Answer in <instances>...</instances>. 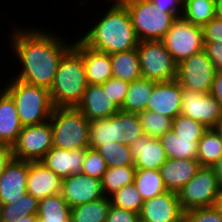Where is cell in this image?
Segmentation results:
<instances>
[{
  "instance_id": "cell-35",
  "label": "cell",
  "mask_w": 222,
  "mask_h": 222,
  "mask_svg": "<svg viewBox=\"0 0 222 222\" xmlns=\"http://www.w3.org/2000/svg\"><path fill=\"white\" fill-rule=\"evenodd\" d=\"M106 161L107 167H119L134 165V159L129 145L116 141L102 144L96 148Z\"/></svg>"
},
{
  "instance_id": "cell-34",
  "label": "cell",
  "mask_w": 222,
  "mask_h": 222,
  "mask_svg": "<svg viewBox=\"0 0 222 222\" xmlns=\"http://www.w3.org/2000/svg\"><path fill=\"white\" fill-rule=\"evenodd\" d=\"M38 203L39 200L26 192L18 201L0 205L2 222H15L28 215H37Z\"/></svg>"
},
{
  "instance_id": "cell-30",
  "label": "cell",
  "mask_w": 222,
  "mask_h": 222,
  "mask_svg": "<svg viewBox=\"0 0 222 222\" xmlns=\"http://www.w3.org/2000/svg\"><path fill=\"white\" fill-rule=\"evenodd\" d=\"M133 183L143 200L167 191L159 170L136 169Z\"/></svg>"
},
{
  "instance_id": "cell-31",
  "label": "cell",
  "mask_w": 222,
  "mask_h": 222,
  "mask_svg": "<svg viewBox=\"0 0 222 222\" xmlns=\"http://www.w3.org/2000/svg\"><path fill=\"white\" fill-rule=\"evenodd\" d=\"M221 156L222 138L213 128H208L198 142L197 160L201 167H212Z\"/></svg>"
},
{
  "instance_id": "cell-47",
  "label": "cell",
  "mask_w": 222,
  "mask_h": 222,
  "mask_svg": "<svg viewBox=\"0 0 222 222\" xmlns=\"http://www.w3.org/2000/svg\"><path fill=\"white\" fill-rule=\"evenodd\" d=\"M210 93L222 105V71L216 72Z\"/></svg>"
},
{
  "instance_id": "cell-55",
  "label": "cell",
  "mask_w": 222,
  "mask_h": 222,
  "mask_svg": "<svg viewBox=\"0 0 222 222\" xmlns=\"http://www.w3.org/2000/svg\"><path fill=\"white\" fill-rule=\"evenodd\" d=\"M0 222H2L1 209H0Z\"/></svg>"
},
{
  "instance_id": "cell-21",
  "label": "cell",
  "mask_w": 222,
  "mask_h": 222,
  "mask_svg": "<svg viewBox=\"0 0 222 222\" xmlns=\"http://www.w3.org/2000/svg\"><path fill=\"white\" fill-rule=\"evenodd\" d=\"M85 149L65 150L52 147L40 160L61 179L81 172Z\"/></svg>"
},
{
  "instance_id": "cell-32",
  "label": "cell",
  "mask_w": 222,
  "mask_h": 222,
  "mask_svg": "<svg viewBox=\"0 0 222 222\" xmlns=\"http://www.w3.org/2000/svg\"><path fill=\"white\" fill-rule=\"evenodd\" d=\"M182 17L203 27L216 17L215 0H183Z\"/></svg>"
},
{
  "instance_id": "cell-39",
  "label": "cell",
  "mask_w": 222,
  "mask_h": 222,
  "mask_svg": "<svg viewBox=\"0 0 222 222\" xmlns=\"http://www.w3.org/2000/svg\"><path fill=\"white\" fill-rule=\"evenodd\" d=\"M171 129L180 138H201L208 130L203 123L182 114L172 119Z\"/></svg>"
},
{
  "instance_id": "cell-18",
  "label": "cell",
  "mask_w": 222,
  "mask_h": 222,
  "mask_svg": "<svg viewBox=\"0 0 222 222\" xmlns=\"http://www.w3.org/2000/svg\"><path fill=\"white\" fill-rule=\"evenodd\" d=\"M78 37L79 35L72 46L83 58L87 82L91 85H102L112 77L110 54L89 48Z\"/></svg>"
},
{
  "instance_id": "cell-5",
  "label": "cell",
  "mask_w": 222,
  "mask_h": 222,
  "mask_svg": "<svg viewBox=\"0 0 222 222\" xmlns=\"http://www.w3.org/2000/svg\"><path fill=\"white\" fill-rule=\"evenodd\" d=\"M128 10L139 41H161L178 18L163 12L151 0H119Z\"/></svg>"
},
{
  "instance_id": "cell-14",
  "label": "cell",
  "mask_w": 222,
  "mask_h": 222,
  "mask_svg": "<svg viewBox=\"0 0 222 222\" xmlns=\"http://www.w3.org/2000/svg\"><path fill=\"white\" fill-rule=\"evenodd\" d=\"M139 219L146 222H184L178 193L166 191L144 200Z\"/></svg>"
},
{
  "instance_id": "cell-29",
  "label": "cell",
  "mask_w": 222,
  "mask_h": 222,
  "mask_svg": "<svg viewBox=\"0 0 222 222\" xmlns=\"http://www.w3.org/2000/svg\"><path fill=\"white\" fill-rule=\"evenodd\" d=\"M111 205L109 197H102L71 208V222H106L107 213Z\"/></svg>"
},
{
  "instance_id": "cell-53",
  "label": "cell",
  "mask_w": 222,
  "mask_h": 222,
  "mask_svg": "<svg viewBox=\"0 0 222 222\" xmlns=\"http://www.w3.org/2000/svg\"><path fill=\"white\" fill-rule=\"evenodd\" d=\"M217 206L220 208L222 211V190L220 191L219 199H218V204Z\"/></svg>"
},
{
  "instance_id": "cell-20",
  "label": "cell",
  "mask_w": 222,
  "mask_h": 222,
  "mask_svg": "<svg viewBox=\"0 0 222 222\" xmlns=\"http://www.w3.org/2000/svg\"><path fill=\"white\" fill-rule=\"evenodd\" d=\"M89 121L111 117L120 108L110 100L102 85L88 84L81 102L76 107Z\"/></svg>"
},
{
  "instance_id": "cell-37",
  "label": "cell",
  "mask_w": 222,
  "mask_h": 222,
  "mask_svg": "<svg viewBox=\"0 0 222 222\" xmlns=\"http://www.w3.org/2000/svg\"><path fill=\"white\" fill-rule=\"evenodd\" d=\"M109 198L111 205L138 214L144 202L134 183L124 185Z\"/></svg>"
},
{
  "instance_id": "cell-28",
  "label": "cell",
  "mask_w": 222,
  "mask_h": 222,
  "mask_svg": "<svg viewBox=\"0 0 222 222\" xmlns=\"http://www.w3.org/2000/svg\"><path fill=\"white\" fill-rule=\"evenodd\" d=\"M70 206L62 198L61 193L47 196L39 200L38 222H71Z\"/></svg>"
},
{
  "instance_id": "cell-9",
  "label": "cell",
  "mask_w": 222,
  "mask_h": 222,
  "mask_svg": "<svg viewBox=\"0 0 222 222\" xmlns=\"http://www.w3.org/2000/svg\"><path fill=\"white\" fill-rule=\"evenodd\" d=\"M161 41L173 60L179 64L182 60L204 50L203 27L178 17Z\"/></svg>"
},
{
  "instance_id": "cell-36",
  "label": "cell",
  "mask_w": 222,
  "mask_h": 222,
  "mask_svg": "<svg viewBox=\"0 0 222 222\" xmlns=\"http://www.w3.org/2000/svg\"><path fill=\"white\" fill-rule=\"evenodd\" d=\"M145 135L159 138L165 132L171 130L172 119L155 111H143L138 113Z\"/></svg>"
},
{
  "instance_id": "cell-3",
  "label": "cell",
  "mask_w": 222,
  "mask_h": 222,
  "mask_svg": "<svg viewBox=\"0 0 222 222\" xmlns=\"http://www.w3.org/2000/svg\"><path fill=\"white\" fill-rule=\"evenodd\" d=\"M87 86L83 58L71 46L60 59L49 90L53 107H77Z\"/></svg>"
},
{
  "instance_id": "cell-54",
  "label": "cell",
  "mask_w": 222,
  "mask_h": 222,
  "mask_svg": "<svg viewBox=\"0 0 222 222\" xmlns=\"http://www.w3.org/2000/svg\"><path fill=\"white\" fill-rule=\"evenodd\" d=\"M3 83L0 84V96L5 92V89H4V84L2 85ZM3 86V87H2Z\"/></svg>"
},
{
  "instance_id": "cell-50",
  "label": "cell",
  "mask_w": 222,
  "mask_h": 222,
  "mask_svg": "<svg viewBox=\"0 0 222 222\" xmlns=\"http://www.w3.org/2000/svg\"><path fill=\"white\" fill-rule=\"evenodd\" d=\"M15 222H38V216L28 215L26 217H22L21 219H17Z\"/></svg>"
},
{
  "instance_id": "cell-15",
  "label": "cell",
  "mask_w": 222,
  "mask_h": 222,
  "mask_svg": "<svg viewBox=\"0 0 222 222\" xmlns=\"http://www.w3.org/2000/svg\"><path fill=\"white\" fill-rule=\"evenodd\" d=\"M28 161L12 159L0 175V205L11 204L26 191Z\"/></svg>"
},
{
  "instance_id": "cell-38",
  "label": "cell",
  "mask_w": 222,
  "mask_h": 222,
  "mask_svg": "<svg viewBox=\"0 0 222 222\" xmlns=\"http://www.w3.org/2000/svg\"><path fill=\"white\" fill-rule=\"evenodd\" d=\"M115 141L113 132V115L103 119L91 120L89 123V147L96 149L102 144Z\"/></svg>"
},
{
  "instance_id": "cell-45",
  "label": "cell",
  "mask_w": 222,
  "mask_h": 222,
  "mask_svg": "<svg viewBox=\"0 0 222 222\" xmlns=\"http://www.w3.org/2000/svg\"><path fill=\"white\" fill-rule=\"evenodd\" d=\"M204 51L209 56L217 71H222V43L204 42Z\"/></svg>"
},
{
  "instance_id": "cell-22",
  "label": "cell",
  "mask_w": 222,
  "mask_h": 222,
  "mask_svg": "<svg viewBox=\"0 0 222 222\" xmlns=\"http://www.w3.org/2000/svg\"><path fill=\"white\" fill-rule=\"evenodd\" d=\"M200 167L197 159L168 158L159 171L167 191L178 193Z\"/></svg>"
},
{
  "instance_id": "cell-52",
  "label": "cell",
  "mask_w": 222,
  "mask_h": 222,
  "mask_svg": "<svg viewBox=\"0 0 222 222\" xmlns=\"http://www.w3.org/2000/svg\"><path fill=\"white\" fill-rule=\"evenodd\" d=\"M213 129L222 138V118L215 124Z\"/></svg>"
},
{
  "instance_id": "cell-2",
  "label": "cell",
  "mask_w": 222,
  "mask_h": 222,
  "mask_svg": "<svg viewBox=\"0 0 222 222\" xmlns=\"http://www.w3.org/2000/svg\"><path fill=\"white\" fill-rule=\"evenodd\" d=\"M109 1L113 3L104 5L108 8L101 9L103 13L92 19L95 22H90L79 39L89 48L108 54L136 49L139 40L128 10L119 0Z\"/></svg>"
},
{
  "instance_id": "cell-49",
  "label": "cell",
  "mask_w": 222,
  "mask_h": 222,
  "mask_svg": "<svg viewBox=\"0 0 222 222\" xmlns=\"http://www.w3.org/2000/svg\"><path fill=\"white\" fill-rule=\"evenodd\" d=\"M212 168L214 169V172L218 178L220 189L222 190V156L217 160Z\"/></svg>"
},
{
  "instance_id": "cell-19",
  "label": "cell",
  "mask_w": 222,
  "mask_h": 222,
  "mask_svg": "<svg viewBox=\"0 0 222 222\" xmlns=\"http://www.w3.org/2000/svg\"><path fill=\"white\" fill-rule=\"evenodd\" d=\"M136 169L159 170L168 156L159 138L143 134L130 144Z\"/></svg>"
},
{
  "instance_id": "cell-44",
  "label": "cell",
  "mask_w": 222,
  "mask_h": 222,
  "mask_svg": "<svg viewBox=\"0 0 222 222\" xmlns=\"http://www.w3.org/2000/svg\"><path fill=\"white\" fill-rule=\"evenodd\" d=\"M139 214L110 205L106 222H137Z\"/></svg>"
},
{
  "instance_id": "cell-1",
  "label": "cell",
  "mask_w": 222,
  "mask_h": 222,
  "mask_svg": "<svg viewBox=\"0 0 222 222\" xmlns=\"http://www.w3.org/2000/svg\"><path fill=\"white\" fill-rule=\"evenodd\" d=\"M10 23L14 27L8 32L6 39H10L8 45L12 49L9 51L13 56L12 60H17L15 64L19 65V72L14 71V78L50 90L58 63L73 45V40L67 41L68 38L55 32L57 30L53 32L41 26L31 28L28 25L20 26V23L15 26L13 21Z\"/></svg>"
},
{
  "instance_id": "cell-26",
  "label": "cell",
  "mask_w": 222,
  "mask_h": 222,
  "mask_svg": "<svg viewBox=\"0 0 222 222\" xmlns=\"http://www.w3.org/2000/svg\"><path fill=\"white\" fill-rule=\"evenodd\" d=\"M168 158L197 159L198 142L201 138H180L169 130L159 137Z\"/></svg>"
},
{
  "instance_id": "cell-6",
  "label": "cell",
  "mask_w": 222,
  "mask_h": 222,
  "mask_svg": "<svg viewBox=\"0 0 222 222\" xmlns=\"http://www.w3.org/2000/svg\"><path fill=\"white\" fill-rule=\"evenodd\" d=\"M53 146L65 150L89 148L90 121L76 107H56L53 109Z\"/></svg>"
},
{
  "instance_id": "cell-8",
  "label": "cell",
  "mask_w": 222,
  "mask_h": 222,
  "mask_svg": "<svg viewBox=\"0 0 222 222\" xmlns=\"http://www.w3.org/2000/svg\"><path fill=\"white\" fill-rule=\"evenodd\" d=\"M136 49L142 78L157 82L176 79L178 64L162 41H139Z\"/></svg>"
},
{
  "instance_id": "cell-17",
  "label": "cell",
  "mask_w": 222,
  "mask_h": 222,
  "mask_svg": "<svg viewBox=\"0 0 222 222\" xmlns=\"http://www.w3.org/2000/svg\"><path fill=\"white\" fill-rule=\"evenodd\" d=\"M62 179L41 161H28L26 191L37 200L61 193Z\"/></svg>"
},
{
  "instance_id": "cell-23",
  "label": "cell",
  "mask_w": 222,
  "mask_h": 222,
  "mask_svg": "<svg viewBox=\"0 0 222 222\" xmlns=\"http://www.w3.org/2000/svg\"><path fill=\"white\" fill-rule=\"evenodd\" d=\"M22 127L14 100L5 91L0 96V145L12 147Z\"/></svg>"
},
{
  "instance_id": "cell-40",
  "label": "cell",
  "mask_w": 222,
  "mask_h": 222,
  "mask_svg": "<svg viewBox=\"0 0 222 222\" xmlns=\"http://www.w3.org/2000/svg\"><path fill=\"white\" fill-rule=\"evenodd\" d=\"M107 168L106 161L96 149L90 147L85 149L82 173L102 180Z\"/></svg>"
},
{
  "instance_id": "cell-7",
  "label": "cell",
  "mask_w": 222,
  "mask_h": 222,
  "mask_svg": "<svg viewBox=\"0 0 222 222\" xmlns=\"http://www.w3.org/2000/svg\"><path fill=\"white\" fill-rule=\"evenodd\" d=\"M218 178L212 167H200L197 173L178 192L184 212L217 206L220 195Z\"/></svg>"
},
{
  "instance_id": "cell-4",
  "label": "cell",
  "mask_w": 222,
  "mask_h": 222,
  "mask_svg": "<svg viewBox=\"0 0 222 222\" xmlns=\"http://www.w3.org/2000/svg\"><path fill=\"white\" fill-rule=\"evenodd\" d=\"M13 75L4 81V89L14 100L21 124L39 125L49 121L54 109L49 90L20 81Z\"/></svg>"
},
{
  "instance_id": "cell-56",
  "label": "cell",
  "mask_w": 222,
  "mask_h": 222,
  "mask_svg": "<svg viewBox=\"0 0 222 222\" xmlns=\"http://www.w3.org/2000/svg\"><path fill=\"white\" fill-rule=\"evenodd\" d=\"M137 222H146V221H143V220H141V219H138V221Z\"/></svg>"
},
{
  "instance_id": "cell-13",
  "label": "cell",
  "mask_w": 222,
  "mask_h": 222,
  "mask_svg": "<svg viewBox=\"0 0 222 222\" xmlns=\"http://www.w3.org/2000/svg\"><path fill=\"white\" fill-rule=\"evenodd\" d=\"M61 195L70 208L105 197L102 180L82 172L62 179Z\"/></svg>"
},
{
  "instance_id": "cell-42",
  "label": "cell",
  "mask_w": 222,
  "mask_h": 222,
  "mask_svg": "<svg viewBox=\"0 0 222 222\" xmlns=\"http://www.w3.org/2000/svg\"><path fill=\"white\" fill-rule=\"evenodd\" d=\"M129 85V82L112 76L102 84V87L104 91H107L110 100L120 108L124 102Z\"/></svg>"
},
{
  "instance_id": "cell-48",
  "label": "cell",
  "mask_w": 222,
  "mask_h": 222,
  "mask_svg": "<svg viewBox=\"0 0 222 222\" xmlns=\"http://www.w3.org/2000/svg\"><path fill=\"white\" fill-rule=\"evenodd\" d=\"M13 159L12 147L0 145V175Z\"/></svg>"
},
{
  "instance_id": "cell-24",
  "label": "cell",
  "mask_w": 222,
  "mask_h": 222,
  "mask_svg": "<svg viewBox=\"0 0 222 222\" xmlns=\"http://www.w3.org/2000/svg\"><path fill=\"white\" fill-rule=\"evenodd\" d=\"M113 132L116 142L129 145L144 134L138 113L119 110L113 115Z\"/></svg>"
},
{
  "instance_id": "cell-16",
  "label": "cell",
  "mask_w": 222,
  "mask_h": 222,
  "mask_svg": "<svg viewBox=\"0 0 222 222\" xmlns=\"http://www.w3.org/2000/svg\"><path fill=\"white\" fill-rule=\"evenodd\" d=\"M182 91L183 89L176 79L156 81L146 110L155 111L174 119L181 112Z\"/></svg>"
},
{
  "instance_id": "cell-43",
  "label": "cell",
  "mask_w": 222,
  "mask_h": 222,
  "mask_svg": "<svg viewBox=\"0 0 222 222\" xmlns=\"http://www.w3.org/2000/svg\"><path fill=\"white\" fill-rule=\"evenodd\" d=\"M204 42L222 43V20L215 17L203 26Z\"/></svg>"
},
{
  "instance_id": "cell-10",
  "label": "cell",
  "mask_w": 222,
  "mask_h": 222,
  "mask_svg": "<svg viewBox=\"0 0 222 222\" xmlns=\"http://www.w3.org/2000/svg\"><path fill=\"white\" fill-rule=\"evenodd\" d=\"M217 70L203 50L182 60L177 66L176 80L182 89L210 93Z\"/></svg>"
},
{
  "instance_id": "cell-12",
  "label": "cell",
  "mask_w": 222,
  "mask_h": 222,
  "mask_svg": "<svg viewBox=\"0 0 222 222\" xmlns=\"http://www.w3.org/2000/svg\"><path fill=\"white\" fill-rule=\"evenodd\" d=\"M180 114L213 128L222 118V105L211 93L183 89Z\"/></svg>"
},
{
  "instance_id": "cell-27",
  "label": "cell",
  "mask_w": 222,
  "mask_h": 222,
  "mask_svg": "<svg viewBox=\"0 0 222 222\" xmlns=\"http://www.w3.org/2000/svg\"><path fill=\"white\" fill-rule=\"evenodd\" d=\"M112 76L129 83L142 78L137 49L110 54Z\"/></svg>"
},
{
  "instance_id": "cell-11",
  "label": "cell",
  "mask_w": 222,
  "mask_h": 222,
  "mask_svg": "<svg viewBox=\"0 0 222 222\" xmlns=\"http://www.w3.org/2000/svg\"><path fill=\"white\" fill-rule=\"evenodd\" d=\"M53 147L50 121L39 125L23 126L12 146L13 158L24 161H40Z\"/></svg>"
},
{
  "instance_id": "cell-41",
  "label": "cell",
  "mask_w": 222,
  "mask_h": 222,
  "mask_svg": "<svg viewBox=\"0 0 222 222\" xmlns=\"http://www.w3.org/2000/svg\"><path fill=\"white\" fill-rule=\"evenodd\" d=\"M184 222H222V211L218 206L191 209L184 212Z\"/></svg>"
},
{
  "instance_id": "cell-51",
  "label": "cell",
  "mask_w": 222,
  "mask_h": 222,
  "mask_svg": "<svg viewBox=\"0 0 222 222\" xmlns=\"http://www.w3.org/2000/svg\"><path fill=\"white\" fill-rule=\"evenodd\" d=\"M216 17L222 20V0H215Z\"/></svg>"
},
{
  "instance_id": "cell-33",
  "label": "cell",
  "mask_w": 222,
  "mask_h": 222,
  "mask_svg": "<svg viewBox=\"0 0 222 222\" xmlns=\"http://www.w3.org/2000/svg\"><path fill=\"white\" fill-rule=\"evenodd\" d=\"M135 172L134 165L108 167L102 178V189L105 197H110L124 185L132 184Z\"/></svg>"
},
{
  "instance_id": "cell-25",
  "label": "cell",
  "mask_w": 222,
  "mask_h": 222,
  "mask_svg": "<svg viewBox=\"0 0 222 222\" xmlns=\"http://www.w3.org/2000/svg\"><path fill=\"white\" fill-rule=\"evenodd\" d=\"M156 81L140 78L130 83L121 111L140 113L146 111Z\"/></svg>"
},
{
  "instance_id": "cell-46",
  "label": "cell",
  "mask_w": 222,
  "mask_h": 222,
  "mask_svg": "<svg viewBox=\"0 0 222 222\" xmlns=\"http://www.w3.org/2000/svg\"><path fill=\"white\" fill-rule=\"evenodd\" d=\"M157 8L163 9V12L174 13L182 17L183 0H151Z\"/></svg>"
}]
</instances>
